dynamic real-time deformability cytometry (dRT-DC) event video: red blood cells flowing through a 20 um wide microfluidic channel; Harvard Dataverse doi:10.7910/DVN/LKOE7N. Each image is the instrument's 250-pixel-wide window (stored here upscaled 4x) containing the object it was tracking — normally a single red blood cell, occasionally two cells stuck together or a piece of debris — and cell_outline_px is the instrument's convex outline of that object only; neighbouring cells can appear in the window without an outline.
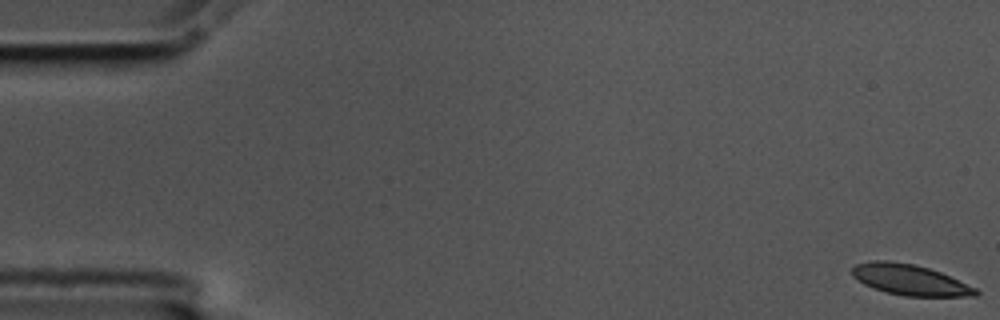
{"species": "common noctule bat (a hibernating species)", "species_latin": "Nyctalus noctula", "temperature_condition": "cold", "stored_images_in_passage": 6, "camera_frame_rate_fps": 3000, "um_per_image_px": 0.085, "animal": {"sex": "male", "body_mass_g": 17.5, "forearm_length_mm": 52.3}, "frame": {"image": 1, "passage_image": 1, "time_ms": 0.0, "image_size_px": [1000, 320], "cell_outline_px": [[980, 292], [976, 296], [904, 296], [872, 288], [864, 284], [852, 276], [852, 268], [856, 264], [872, 260], [888, 260], [912, 264], [928, 268], [940, 272], [976, 288]], "centroid_in_image_um": [77.32, 23.78], "position_along_channel_um": 7.7, "area_um2": 21.96}}
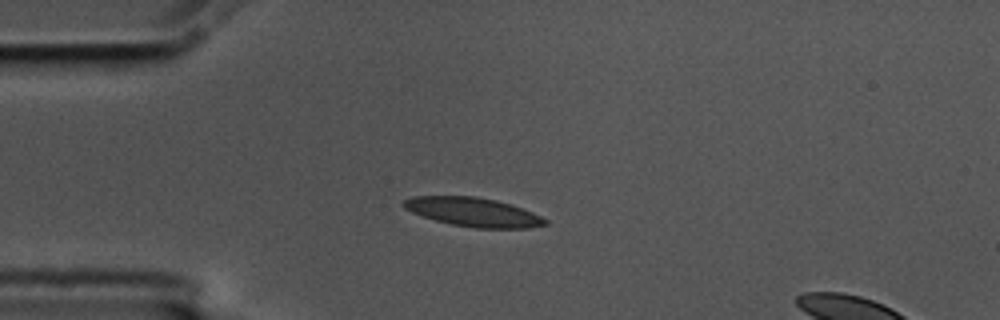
{"frame": {"image": 2, "passage_image": 4, "time_ms": 1.0, "image_size_px": [1000, 320], "cell_outline_px": [[548, 224], [528, 228], [476, 228], [452, 224], [436, 220], [412, 212], [404, 208], [400, 204], [404, 200], [412, 196], [476, 196], [496, 200], [512, 204], [532, 212], [548, 220]], "centroid_in_image_um": [40.23, 18.02], "position_along_channel_um": 44.8, "area_um2": 23.81}}